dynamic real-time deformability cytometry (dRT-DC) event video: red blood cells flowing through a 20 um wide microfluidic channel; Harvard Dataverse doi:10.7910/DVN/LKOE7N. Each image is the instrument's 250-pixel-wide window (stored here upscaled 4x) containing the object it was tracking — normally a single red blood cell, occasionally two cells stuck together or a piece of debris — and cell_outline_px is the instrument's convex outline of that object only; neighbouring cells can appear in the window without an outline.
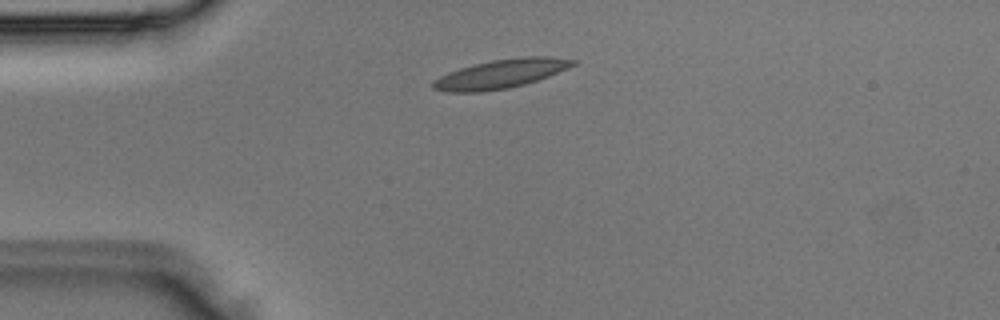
{"species": "Egyptian fruit bat (a non-hibernating species)", "species_latin": "Rousettus aegyptiacus", "temperature_condition": "room temperature", "stored_images_in_passage": 1, "camera_frame_rate_fps": 3000, "um_per_image_px": 0.085, "animal": {"sex": "male"}, "frame": {"image": 1, "passage_image": 1, "time_ms": 0.0, "image_size_px": [1000, 320], "cell_outline_px": [[580, 60], [576, 64], [568, 68], [548, 76], [524, 84], [508, 88], [480, 92], [444, 92], [432, 88], [432, 80], [448, 72], [460, 68], [492, 60], [524, 56], [548, 56]], "centroid_in_image_um": [42.57, 6.27], "position_along_channel_um": 42.4, "area_um2": 23.58}}